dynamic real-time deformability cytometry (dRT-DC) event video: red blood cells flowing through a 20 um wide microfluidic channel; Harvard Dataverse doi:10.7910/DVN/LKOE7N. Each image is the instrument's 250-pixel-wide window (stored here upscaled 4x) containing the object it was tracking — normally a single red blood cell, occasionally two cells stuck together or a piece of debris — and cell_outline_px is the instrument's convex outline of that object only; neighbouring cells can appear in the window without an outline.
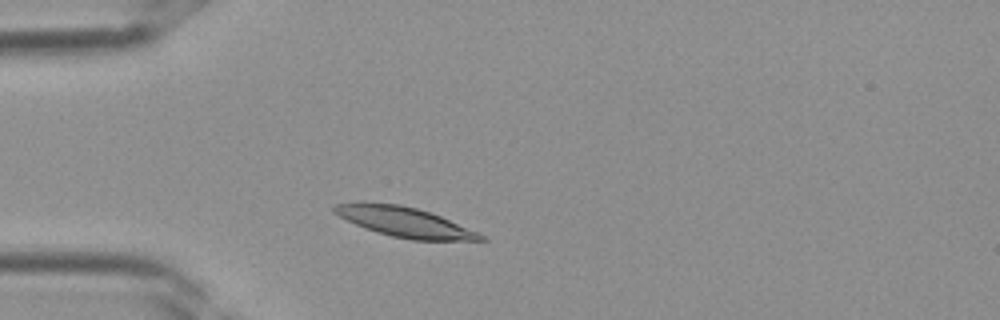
{"species": "Egyptian fruit bat (a non-hibernating species)", "species_latin": "Rousettus aegyptiacus", "temperature_condition": "room temperature", "stored_images_in_passage": 32, "camera_frame_rate_fps": 3000, "um_per_image_px": 0.085, "frame": {"image": 1, "passage_image": 5, "time_ms": 1.333, "image_size_px": [1000, 320], "cell_outline_px": [[488, 240], [412, 240], [392, 236], [376, 232], [364, 228], [332, 212], [332, 204], [360, 200], [400, 204], [432, 212], [476, 232], [484, 236]], "centroid_in_image_um": [34.28, 18.83], "position_along_channel_um": 50.7, "area_um2": 25.72}}
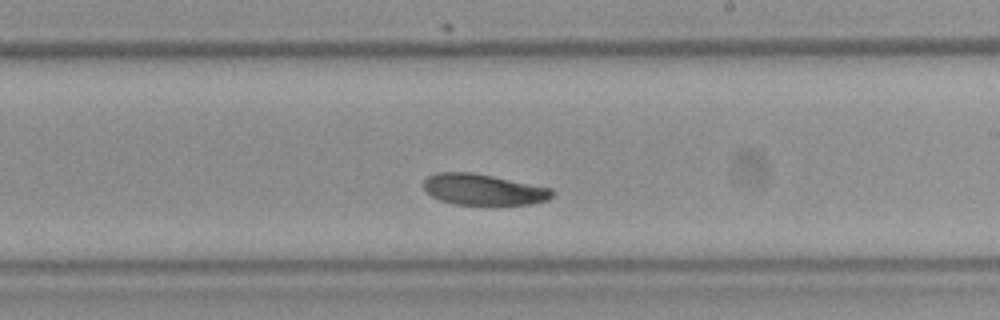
{"frame": {"image": 2, "passage_image": 17, "time_ms": 5.333, "image_size_px": [1000, 320], "cell_outline_px": [[556, 192], [548, 200], [532, 204], [492, 208], [456, 204], [440, 200], [432, 196], [424, 188], [424, 180], [428, 176], [436, 172], [472, 172], [552, 188]], "centroid_in_image_um": [41.15, 16.16], "position_along_channel_um": 247.9, "area_um2": 24.22}}
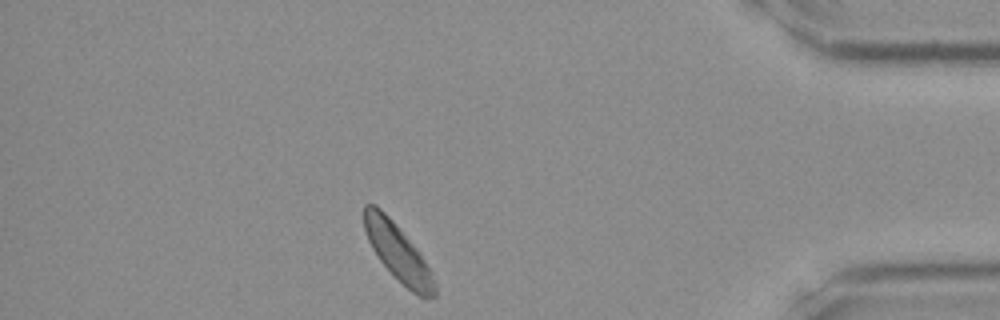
{"frame": {"image": 3, "passage_image": 28, "time_ms": 9.0, "image_size_px": [1000, 320], "cell_outline_px": [[436, 296], [420, 296], [412, 292], [380, 260], [372, 248], [364, 232], [364, 204], [376, 204], [396, 224], [416, 248], [432, 272], [436, 284]], "centroid_in_image_um": [33.81, 21.42], "position_along_channel_um": 401.4, "area_um2": 22.77}}